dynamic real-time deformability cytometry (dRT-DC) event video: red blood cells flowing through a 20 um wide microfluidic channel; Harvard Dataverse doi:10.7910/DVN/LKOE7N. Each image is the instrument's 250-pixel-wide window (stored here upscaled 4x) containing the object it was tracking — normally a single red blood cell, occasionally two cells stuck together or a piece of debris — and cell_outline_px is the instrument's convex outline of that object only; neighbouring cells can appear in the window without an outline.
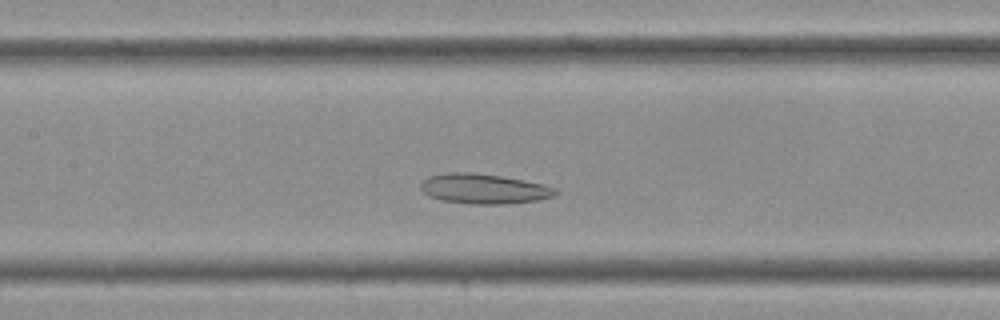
{"species": "Egyptian fruit bat (a non-hibernating species)", "species_latin": "Rousettus aegyptiacus", "temperature_condition": "cold", "stored_images_in_passage": 33, "camera_frame_rate_fps": 3000, "um_per_image_px": 0.085, "frame": {"image": 1, "passage_image": 13, "time_ms": 4.0, "image_size_px": [1000, 320], "cell_outline_px": [[556, 192], [552, 196], [536, 200], [508, 204], [472, 204], [440, 200], [428, 196], [420, 188], [420, 184], [428, 176], [448, 172], [472, 172], [500, 176], [524, 180], [544, 184], [556, 188]], "centroid_in_image_um": [41.09, 16.04], "position_along_channel_um": 166.3, "area_um2": 23.52}}
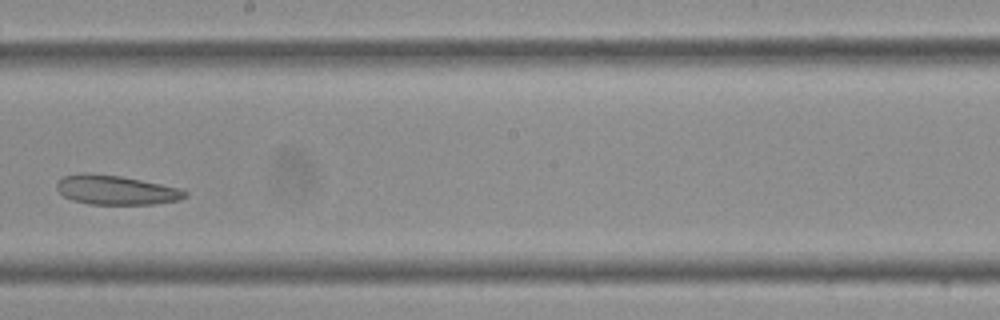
{"frame": {"image": 2, "passage_image": 17, "time_ms": 5.333, "image_size_px": [1000, 320], "cell_outline_px": [[188, 196], [180, 200], [152, 204], [88, 204], [72, 200], [64, 196], [56, 188], [56, 184], [64, 176], [80, 172], [88, 172], [120, 176], [180, 188], [188, 192]], "centroid_in_image_um": [9.85, 16.15], "position_along_channel_um": 238.3, "area_um2": 21.96}}
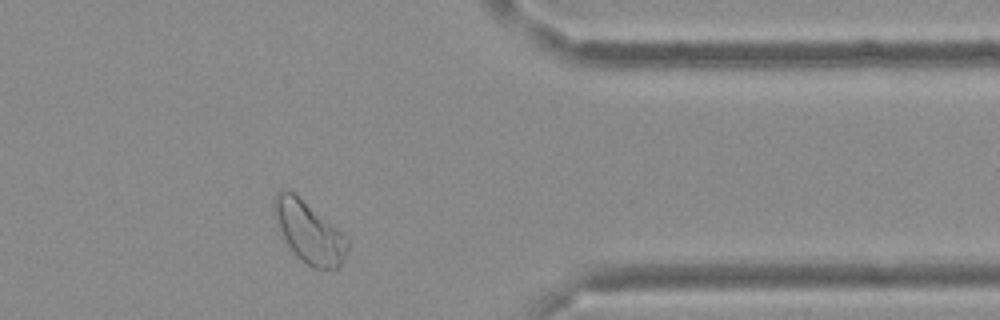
{"frame": {"image": 3, "passage_image": 26, "time_ms": 8.333, "image_size_px": [1000, 320], "cell_outline_px": [[352, 240], [348, 252], [344, 260], [336, 268], [316, 268], [308, 264], [288, 244], [280, 228], [272, 204], [272, 200], [276, 192], [292, 192]], "centroid_in_image_um": [26.35, 19.74], "position_along_channel_um": 385.1, "area_um2": 25.2}}